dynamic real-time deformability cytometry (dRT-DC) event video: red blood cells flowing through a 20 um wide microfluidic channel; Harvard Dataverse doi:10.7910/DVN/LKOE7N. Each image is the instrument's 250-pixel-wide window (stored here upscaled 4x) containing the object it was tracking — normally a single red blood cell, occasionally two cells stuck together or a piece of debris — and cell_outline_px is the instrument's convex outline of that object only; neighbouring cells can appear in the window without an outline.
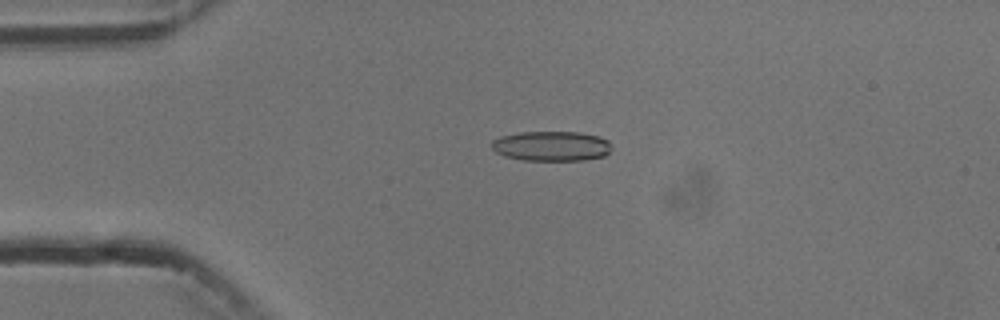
{"species": "common noctule bat (a hibernating species)", "species_latin": "Nyctalus noctula", "temperature_condition": "cold", "stored_images_in_passage": 5, "camera_frame_rate_fps": 3000, "um_per_image_px": 0.085, "animal": {"sex": "male", "body_mass_g": 13.3}, "frame": {"image": 1, "passage_image": 4, "time_ms": 3.667, "image_size_px": [1000, 320], "cell_outline_px": [[612, 148], [604, 156], [584, 160], [524, 160], [504, 156], [496, 152], [492, 148], [492, 140], [500, 136], [520, 132], [580, 132], [596, 136], [608, 140]], "centroid_in_image_um": [46.86, 12.41], "position_along_channel_um": 38.1, "area_um2": 20.87}}